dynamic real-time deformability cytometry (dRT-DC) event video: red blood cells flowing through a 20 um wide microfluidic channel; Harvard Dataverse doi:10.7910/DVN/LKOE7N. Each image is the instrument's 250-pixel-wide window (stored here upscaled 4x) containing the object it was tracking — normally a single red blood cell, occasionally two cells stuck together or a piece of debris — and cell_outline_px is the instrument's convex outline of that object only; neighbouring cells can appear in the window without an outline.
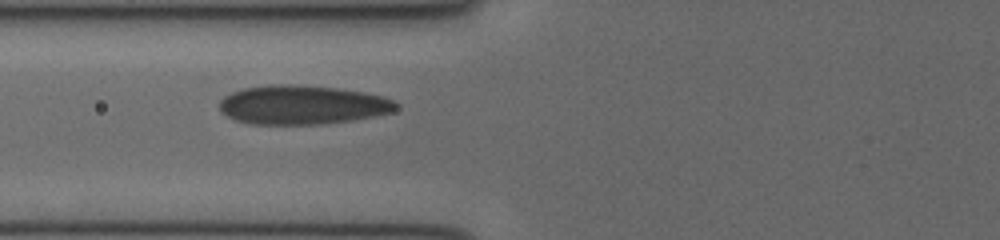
{"species": "human", "species_latin": "Homo sapiens", "temperature_condition": "cold", "stored_images_in_passage": 8, "camera_frame_rate_fps": 3000, "um_per_image_px": 0.085, "donor": {"sex": "female"}, "frame": {"image": 1, "passage_image": 6, "time_ms": 1.667, "image_size_px": [1000, 240], "cell_outline_px": [[400, 104], [392, 112], [372, 116], [348, 120], [320, 124], [252, 124], [236, 120], [220, 112], [220, 100], [224, 96], [232, 92], [244, 88], [268, 84], [296, 84], [336, 88], [364, 92], [384, 96]], "centroid_in_image_um": [25.67, 8.9], "position_along_channel_um": 100.1, "area_um2": 40.11}}
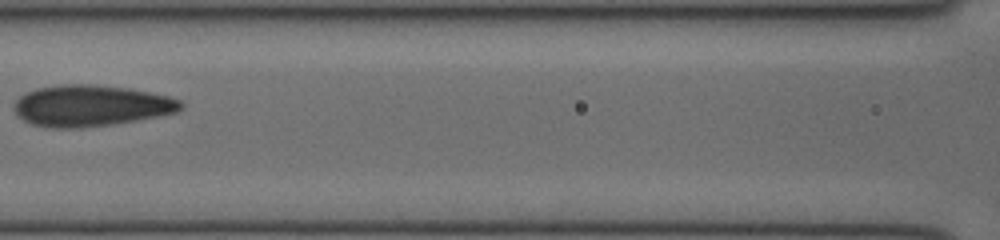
{"frame": {"image": 2, "passage_image": 8, "time_ms": 2.333, "image_size_px": [1000, 240], "cell_outline_px": [[184, 108], [176, 112], [160, 116], [136, 120], [80, 128], [56, 128], [32, 124], [24, 120], [16, 112], [16, 100], [20, 96], [36, 88], [64, 84], [92, 84], [128, 88], [168, 96], [180, 100], [184, 104]], "centroid_in_image_um": [7.77, 8.98], "position_along_channel_um": 158.8, "area_um2": 39.71}}